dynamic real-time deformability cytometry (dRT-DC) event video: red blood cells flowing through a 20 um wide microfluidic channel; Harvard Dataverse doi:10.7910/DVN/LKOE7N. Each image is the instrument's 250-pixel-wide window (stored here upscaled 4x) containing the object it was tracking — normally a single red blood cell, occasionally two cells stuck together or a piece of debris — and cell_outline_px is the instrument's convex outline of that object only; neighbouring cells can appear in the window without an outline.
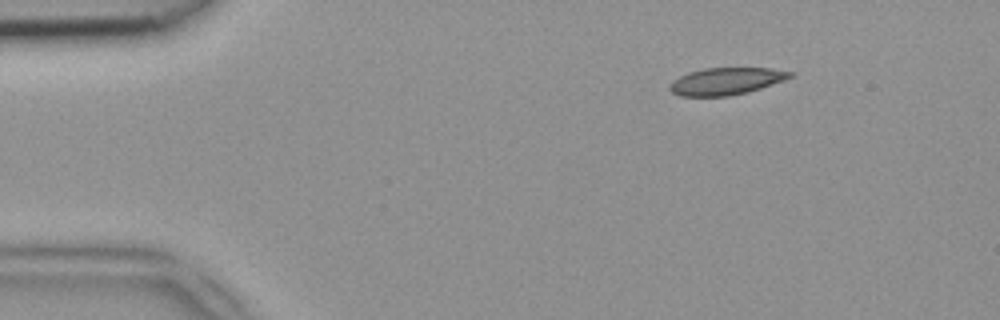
{"species": "common noctule bat (a hibernating species)", "species_latin": "Nyctalus noctula", "temperature_condition": "room temperature", "stored_images_in_passage": 49, "camera_frame_rate_fps": 3000, "um_per_image_px": 0.085, "animal": {"sex": "female", "body_mass_g": 18.4}, "frame": {"image": 1, "passage_image": 7, "time_ms": 2.0, "image_size_px": [1000, 320], "cell_outline_px": [[796, 72], [792, 76], [784, 80], [748, 92], [728, 96], [680, 96], [672, 92], [668, 88], [668, 84], [672, 80], [688, 72], [704, 68], [772, 68]], "centroid_in_image_um": [61.7, 6.9], "position_along_channel_um": 23.3, "area_um2": 19.13}}
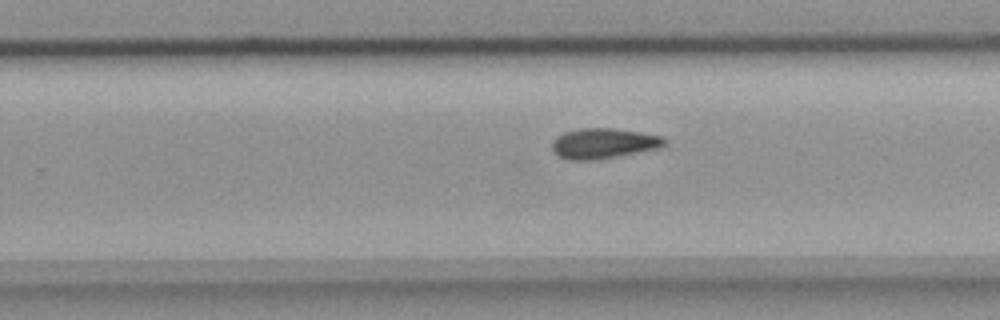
{"frame": {"image": 2, "passage_image": 31, "time_ms": 10.0, "image_size_px": [1000, 320], "cell_outline_px": [[668, 140], [664, 144], [656, 148], [596, 160], [568, 160], [552, 152], [552, 140], [556, 136], [564, 132], [580, 128], [612, 128], [640, 132], [660, 136]], "centroid_in_image_um": [51.22, 12.18], "position_along_channel_um": 278.6, "area_um2": 19.71}}
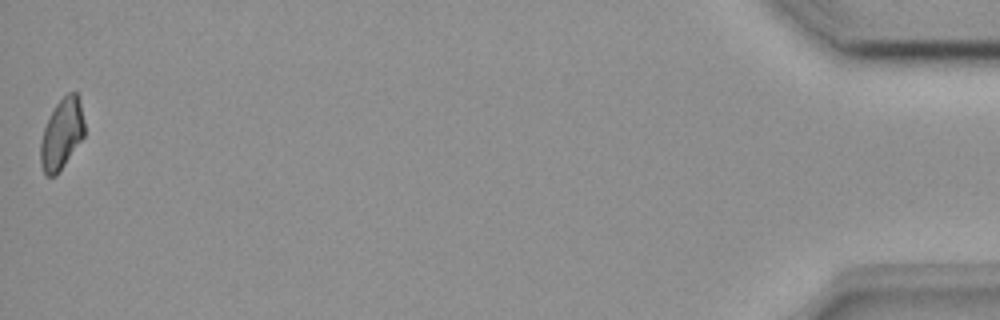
{"frame": {"image": 3, "passage_image": 49, "time_ms": 16.0, "image_size_px": [1000, 320], "cell_outline_px": [[84, 136], [56, 176], [48, 176], [44, 172], [40, 164], [40, 140], [44, 128], [56, 104], [68, 92], [76, 92], [80, 96], [84, 120]], "centroid_in_image_um": [5.25, 11.37], "position_along_channel_um": 429.9, "area_um2": 18.03}}